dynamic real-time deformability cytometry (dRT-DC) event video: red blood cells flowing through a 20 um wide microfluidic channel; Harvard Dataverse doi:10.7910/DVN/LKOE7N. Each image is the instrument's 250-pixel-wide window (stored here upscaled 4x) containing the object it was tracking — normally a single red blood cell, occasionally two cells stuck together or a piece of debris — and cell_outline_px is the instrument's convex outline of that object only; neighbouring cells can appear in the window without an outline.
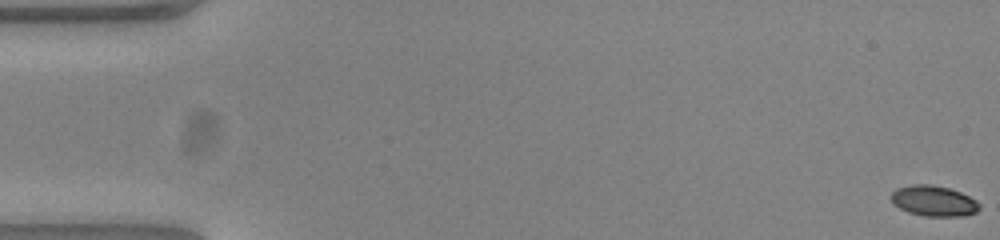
{"species": "common noctule bat (a hibernating species)", "species_latin": "Nyctalus noctula", "temperature_condition": "warm", "stored_images_in_passage": 49, "camera_frame_rate_fps": 3000, "um_per_image_px": 0.085, "animal": {"sex": "female", "body_mass_g": 23.0, "forearm_length_mm": 53.4}, "frame": {"image": 1, "passage_image": 1, "time_ms": 0.0, "image_size_px": [1000, 240], "cell_outline_px": [[980, 208], [976, 212], [964, 216], [924, 216], [908, 212], [892, 204], [892, 192], [896, 188], [912, 184], [932, 184], [948, 188], [960, 192], [976, 200], [980, 204]], "centroid_in_image_um": [79.36, 17.08], "position_along_channel_um": 5.6, "area_um2": 15.78}}
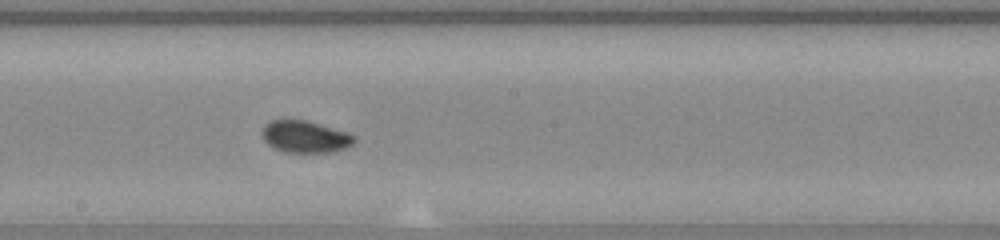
{"frame": {"image": 2, "passage_image": 30, "time_ms": 9.667, "image_size_px": [1000, 240], "cell_outline_px": [[356, 140], [352, 144], [344, 148], [332, 152], [284, 152], [268, 144], [264, 140], [260, 132], [264, 124], [272, 120], [288, 116], [304, 120], [348, 132], [356, 136]], "centroid_in_image_um": [25.88, 11.58], "position_along_channel_um": 222.3, "area_um2": 17.57}}
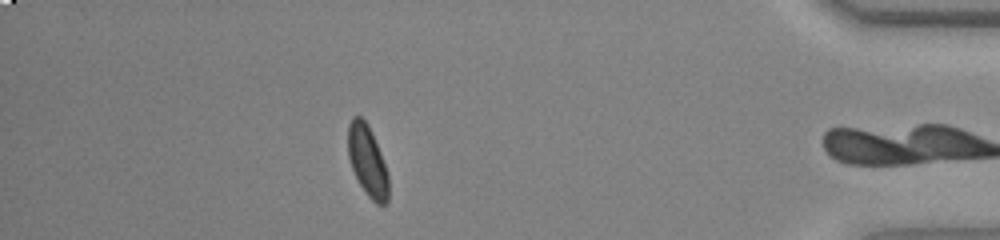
{"frame": {"image": 3, "passage_image": 48, "time_ms": 15.667, "image_size_px": [1000, 240], "cell_outline_px": [[388, 200], [384, 204], [376, 204], [368, 196], [360, 184], [352, 168], [348, 156], [348, 124], [352, 116], [360, 116], [368, 124], [372, 132], [380, 152], [388, 176]], "centroid_in_image_um": [31.22, 13.65], "position_along_channel_um": 404.0, "area_um2": 16.53}, "authors_computed_cell_mechanics": {"area_um2": 16.6464, "velocity_mm_per_s": 3.8423, "shape_relaxation_time_tau1_ms": 3.5171, "shape_relaxation_time_tau2_ms": 3.3646, "deformation_change_tau1": 0.1007, "deformation_change_tau2": 0.0542}}